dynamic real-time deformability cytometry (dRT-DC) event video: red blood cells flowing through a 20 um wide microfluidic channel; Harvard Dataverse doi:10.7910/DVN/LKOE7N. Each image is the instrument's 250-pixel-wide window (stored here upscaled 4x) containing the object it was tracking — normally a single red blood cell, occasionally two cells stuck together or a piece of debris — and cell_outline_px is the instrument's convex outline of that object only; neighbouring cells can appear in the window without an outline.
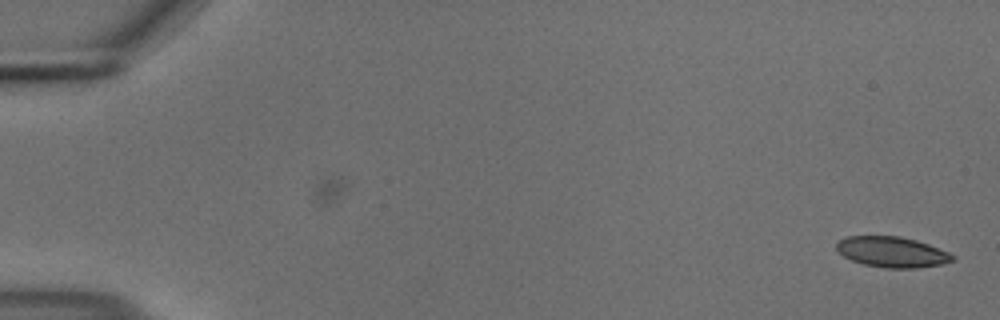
{"species": "common noctule bat (a hibernating species)", "species_latin": "Nyctalus noctula", "temperature_condition": "cold", "stored_images_in_passage": 57, "camera_frame_rate_fps": 3000, "um_per_image_px": 0.085, "animal": {"sex": "male", "body_mass_g": 18.8}, "frame": {"image": 1, "passage_image": 1, "time_ms": 0.0, "image_size_px": [1000, 320], "cell_outline_px": [[956, 260], [940, 264], [916, 268], [884, 268], [864, 264], [852, 260], [844, 256], [836, 248], [836, 244], [840, 240], [848, 236], [900, 236], [916, 240], [928, 244], [948, 252], [956, 256]], "centroid_in_image_um": [75.85, 21.42], "position_along_channel_um": 9.2, "area_um2": 20.58}}
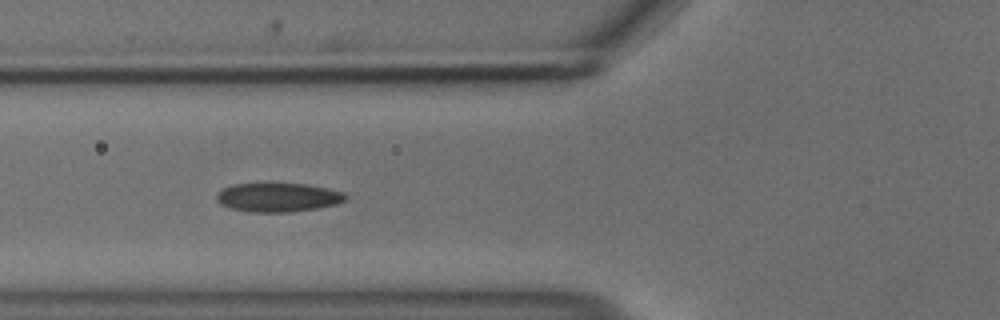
{"frame": {"image": 2, "passage_image": 21, "time_ms": 6.667, "image_size_px": [1000, 320], "cell_outline_px": [[348, 196], [344, 200], [336, 204], [316, 208], [288, 212], [248, 212], [232, 208], [220, 204], [216, 200], [216, 196], [224, 188], [232, 184], [304, 184], [344, 192]], "centroid_in_image_um": [23.61, 16.78], "position_along_channel_um": 102.2, "area_um2": 21.39}}
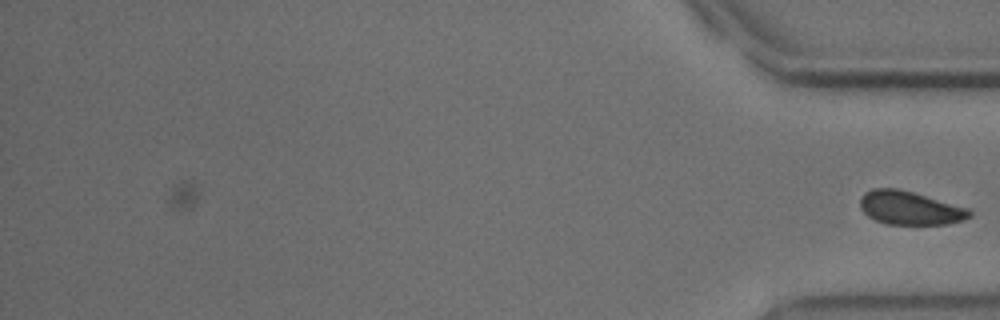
{"frame": {"image": 3, "passage_image": 57, "time_ms": 18.667, "image_size_px": [1000, 320], "cell_outline_px": [[972, 216], [964, 220], [948, 224], [888, 224], [876, 220], [868, 216], [860, 208], [860, 200], [864, 192], [872, 188], [896, 188], [912, 192], [968, 208], [972, 212]], "centroid_in_image_um": [77.34, 17.68], "position_along_channel_um": 357.9, "area_um2": 21.27}}